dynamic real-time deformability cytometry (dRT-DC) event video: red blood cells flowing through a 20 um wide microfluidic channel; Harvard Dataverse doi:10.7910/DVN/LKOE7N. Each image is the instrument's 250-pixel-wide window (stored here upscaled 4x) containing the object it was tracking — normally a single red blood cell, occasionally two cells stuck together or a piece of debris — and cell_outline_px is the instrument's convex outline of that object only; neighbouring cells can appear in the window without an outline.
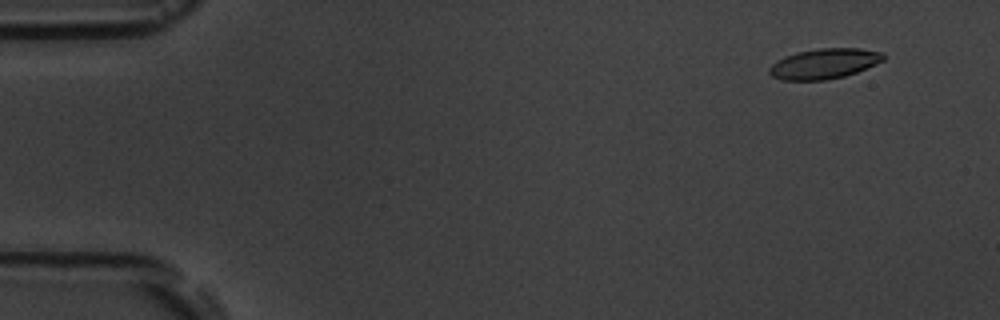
{"species": "common noctule bat (a hibernating species)", "species_latin": "Nyctalus noctula", "temperature_condition": "room temperature", "stored_images_in_passage": 5, "camera_frame_rate_fps": 3000, "um_per_image_px": 0.085, "animal": {"sex": "male", "body_mass_g": 19.5, "forearm_length_mm": 54.6}, "frame": {"image": 1, "passage_image": 1, "time_ms": 0.0, "image_size_px": [1000, 320], "cell_outline_px": [[884, 60], [876, 64], [856, 72], [844, 76], [824, 80], [780, 80], [772, 76], [768, 72], [768, 68], [776, 60], [784, 56], [796, 52], [820, 48], [856, 48], [884, 52]], "centroid_in_image_um": [70.02, 5.41], "position_along_channel_um": 15.0, "area_um2": 20.17}}